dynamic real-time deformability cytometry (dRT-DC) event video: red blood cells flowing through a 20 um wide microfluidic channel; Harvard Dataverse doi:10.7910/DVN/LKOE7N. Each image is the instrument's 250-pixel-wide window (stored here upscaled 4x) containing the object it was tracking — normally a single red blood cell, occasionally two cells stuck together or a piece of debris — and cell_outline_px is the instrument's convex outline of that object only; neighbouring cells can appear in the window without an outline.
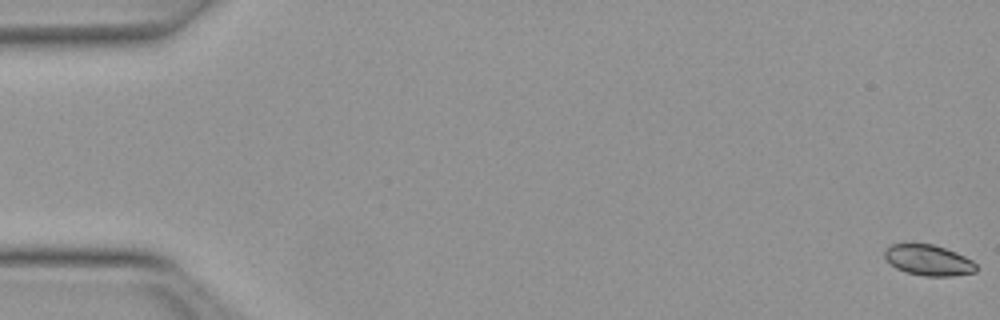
{"species": "Egyptian fruit bat (a non-hibernating species)", "species_latin": "Rousettus aegyptiacus", "temperature_condition": "warm", "stored_images_in_passage": 52, "camera_frame_rate_fps": 3000, "um_per_image_px": 0.085, "animal": {"sex": "female"}, "frame": {"image": 1, "passage_image": 1, "time_ms": 0.0, "image_size_px": [1000, 320], "cell_outline_px": [[976, 272], [952, 276], [924, 276], [908, 272], [896, 268], [884, 256], [884, 248], [892, 244], [932, 244], [956, 252], [972, 260], [976, 264]], "centroid_in_image_um": [78.93, 22.11], "position_along_channel_um": 6.1, "area_um2": 16.24}}
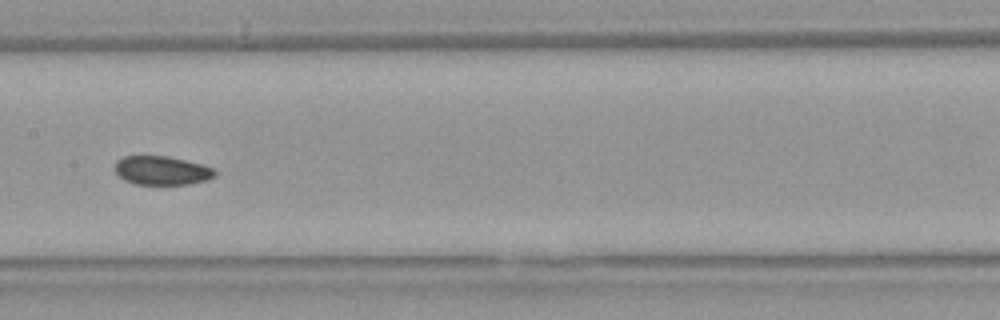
{"frame": {"image": 2, "passage_image": 27, "time_ms": 8.667, "image_size_px": [1000, 320], "cell_outline_px": [[216, 176], [208, 180], [188, 184], [132, 184], [116, 176], [112, 168], [116, 160], [124, 156], [168, 156], [204, 164], [212, 168], [216, 172]], "centroid_in_image_um": [13.7, 14.49], "position_along_channel_um": 193.7, "area_um2": 17.22}}
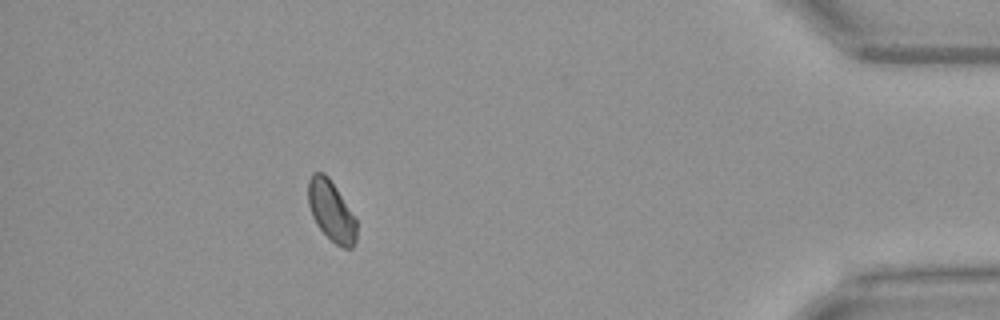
{"frame": {"image": 3, "passage_image": 47, "time_ms": 15.333, "image_size_px": [1000, 320], "cell_outline_px": [[356, 244], [352, 248], [344, 248], [336, 244], [316, 224], [312, 216], [308, 204], [308, 180], [312, 172], [324, 172], [328, 176], [336, 188], [356, 220]], "centroid_in_image_um": [28.14, 17.92], "position_along_channel_um": 407.1, "area_um2": 16.88}, "authors_computed_cell_mechanics": {"area_um2": 17.4267, "velocity_mm_per_s": 3.992, "shape_relaxation_time_tau1_ms": 5.5779, "shape_relaxation_time_tau2_ms": 0.9477, "deformation_change_tau1": 0.0627, "deformation_change_tau2": 0.0385}}